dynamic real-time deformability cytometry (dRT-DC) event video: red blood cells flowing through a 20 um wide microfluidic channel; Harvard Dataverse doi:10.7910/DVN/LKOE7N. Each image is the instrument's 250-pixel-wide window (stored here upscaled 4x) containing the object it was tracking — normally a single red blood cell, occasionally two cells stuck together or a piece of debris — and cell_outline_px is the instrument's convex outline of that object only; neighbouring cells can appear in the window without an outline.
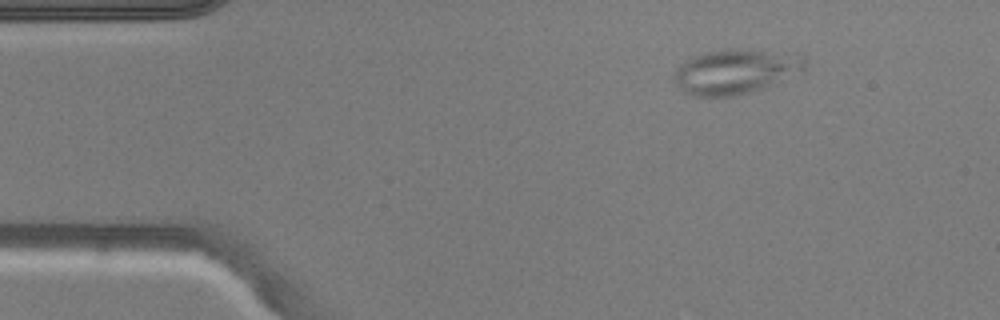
{"species": "common noctule bat (a hibernating species)", "species_latin": "Nyctalus noctula", "temperature_condition": "warm", "stored_images_in_passage": 44, "camera_frame_rate_fps": 3000, "um_per_image_px": 0.085, "animal": {"sex": "male", "body_mass_g": 20.5, "forearm_length_mm": 52.5}, "frame": {"image": 1, "passage_image": 1, "time_ms": 0.0, "image_size_px": [1000, 320], "cell_outline_px": [[808, 60], [804, 68], [764, 88], [752, 92], [732, 96], [692, 96], [684, 92], [672, 80], [672, 76], [676, 68], [680, 64], [692, 56], [704, 52], [728, 48], [804, 56]], "centroid_in_image_um": [62.4, 6.09], "position_along_channel_um": 22.6, "area_um2": 33.64}}
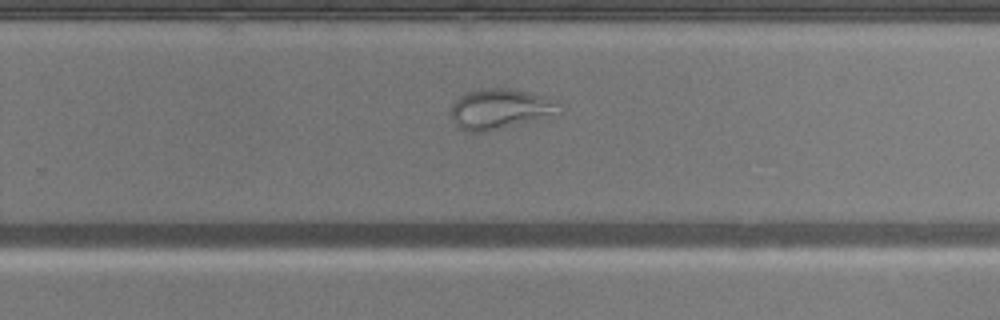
{"frame": {"image": 2, "passage_image": 26, "time_ms": 8.333, "image_size_px": [1000, 320], "cell_outline_px": [[560, 104], [548, 112], [532, 120], [488, 132], [468, 132], [460, 128], [452, 120], [452, 104], [464, 92], [484, 88], [508, 88], [544, 96]], "centroid_in_image_um": [42.32, 9.25], "position_along_channel_um": 287.5, "area_um2": 24.33}}
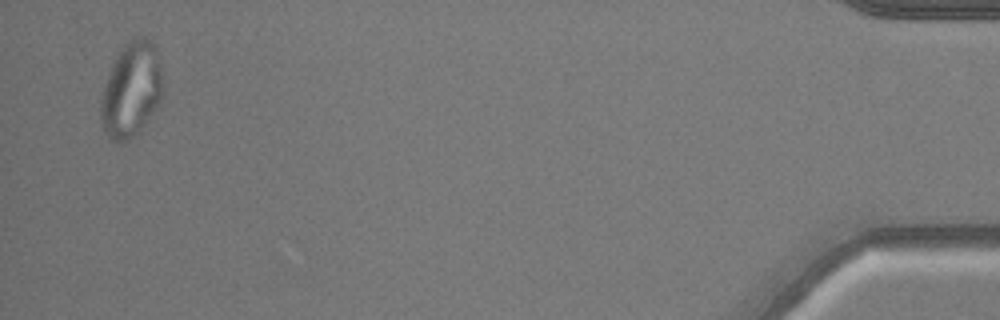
{"frame": {"image": 3, "passage_image": 43, "time_ms": 14.0, "image_size_px": [1000, 320], "cell_outline_px": [[164, 88], [160, 104], [140, 132], [128, 140], [112, 140], [108, 136], [100, 120], [100, 96], [108, 72], [120, 48], [132, 36], [144, 36], [152, 40], [156, 48], [160, 64]], "centroid_in_image_um": [11.18, 7.59], "position_along_channel_um": 424.0, "area_um2": 35.08}}